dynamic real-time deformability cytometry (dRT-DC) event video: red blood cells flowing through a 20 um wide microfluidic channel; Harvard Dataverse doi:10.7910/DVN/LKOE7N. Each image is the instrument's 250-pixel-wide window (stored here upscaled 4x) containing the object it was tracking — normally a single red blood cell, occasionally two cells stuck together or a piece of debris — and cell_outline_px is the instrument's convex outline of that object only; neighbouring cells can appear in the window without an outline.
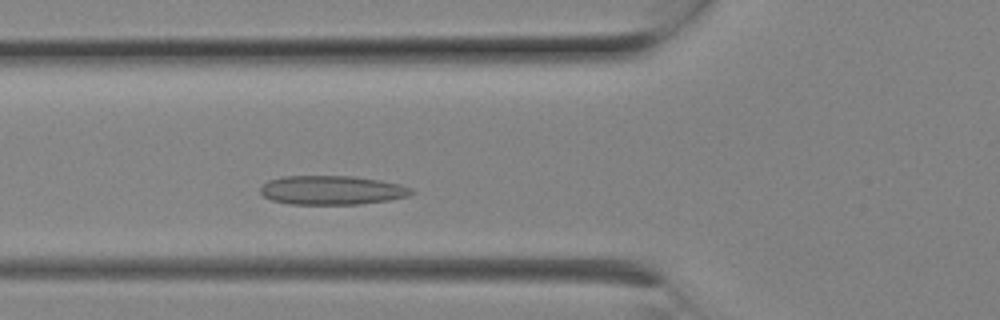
{"species": "Egyptian fruit bat (a non-hibernating species)", "species_latin": "Rousettus aegyptiacus", "temperature_condition": "room temperature", "stored_images_in_passage": 5, "camera_frame_rate_fps": 3000, "um_per_image_px": 0.085, "animal": {"sex": "female"}, "frame": {"image": 1, "passage_image": 5, "time_ms": 1.333, "image_size_px": [1000, 320], "cell_outline_px": [[416, 192], [408, 196], [388, 200], [360, 204], [288, 204], [272, 200], [264, 196], [260, 192], [260, 188], [268, 180], [284, 176], [352, 176], [380, 180], [400, 184], [412, 188]], "centroid_in_image_um": [28.23, 16.16], "position_along_channel_um": 97.6, "area_um2": 25.61}}